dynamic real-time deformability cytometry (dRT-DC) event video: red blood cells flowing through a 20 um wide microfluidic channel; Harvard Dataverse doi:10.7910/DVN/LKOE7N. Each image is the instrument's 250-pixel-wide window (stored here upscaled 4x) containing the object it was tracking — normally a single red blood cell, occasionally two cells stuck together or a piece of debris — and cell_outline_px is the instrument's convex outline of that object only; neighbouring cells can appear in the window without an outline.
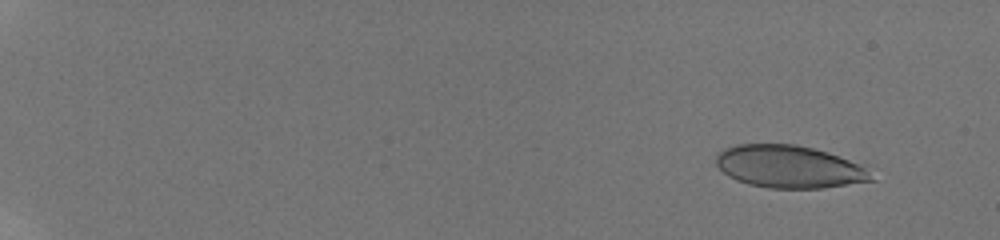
{"species": "human", "species_latin": "Homo sapiens", "temperature_condition": "room temperature", "stored_images_in_passage": 10, "camera_frame_rate_fps": 3000, "um_per_image_px": 0.085, "donor": {"sex": "male"}, "frame": {"image": 1, "passage_image": 1, "time_ms": 0.0, "image_size_px": [1000, 240], "cell_outline_px": [[876, 180], [824, 188], [768, 188], [748, 184], [736, 180], [728, 176], [716, 164], [716, 152], [724, 148], [736, 144], [796, 144], [828, 152], [848, 160], [864, 168]], "centroid_in_image_um": [67.02, 14.17], "position_along_channel_um": 18.0, "area_um2": 38.32}}
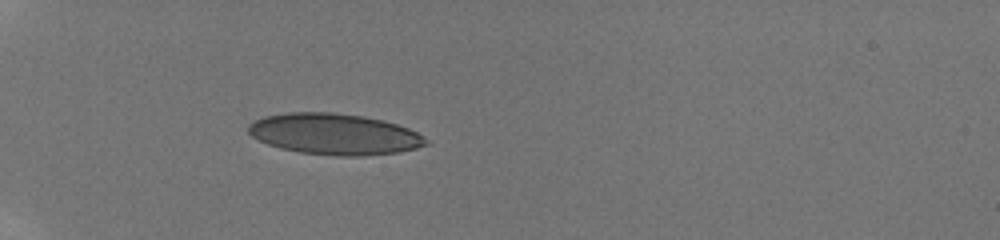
{"frame": {"image": 2, "passage_image": 6, "time_ms": 5.0, "image_size_px": [1000, 240], "cell_outline_px": [[432, 144], [416, 148], [396, 152], [360, 156], [336, 156], [300, 152], [280, 148], [268, 144], [252, 136], [248, 132], [248, 124], [264, 116], [288, 112], [332, 112], [364, 116], [396, 124], [408, 128], [416, 132], [428, 140]], "centroid_in_image_um": [28.42, 11.4], "position_along_channel_um": 56.6, "area_um2": 42.43}}
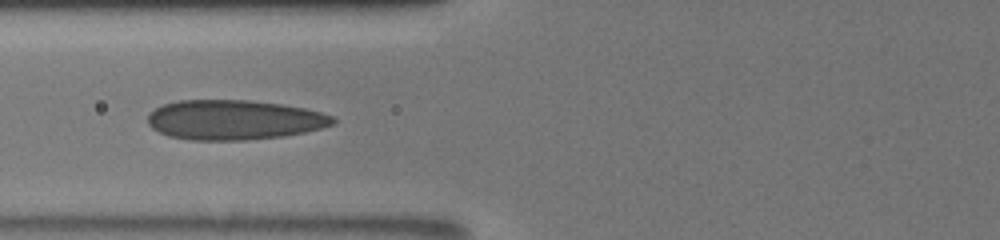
{"frame": {"image": 3, "passage_image": 9, "time_ms": 7.0, "image_size_px": [1000, 240], "cell_outline_px": [[336, 124], [304, 132], [284, 136], [244, 140], [192, 140], [168, 136], [152, 128], [148, 124], [148, 112], [164, 104], [180, 100], [248, 100], [280, 104], [304, 108], [320, 112], [332, 116], [336, 120]], "centroid_in_image_um": [19.88, 10.19], "position_along_channel_um": 105.9, "area_um2": 42.89}}